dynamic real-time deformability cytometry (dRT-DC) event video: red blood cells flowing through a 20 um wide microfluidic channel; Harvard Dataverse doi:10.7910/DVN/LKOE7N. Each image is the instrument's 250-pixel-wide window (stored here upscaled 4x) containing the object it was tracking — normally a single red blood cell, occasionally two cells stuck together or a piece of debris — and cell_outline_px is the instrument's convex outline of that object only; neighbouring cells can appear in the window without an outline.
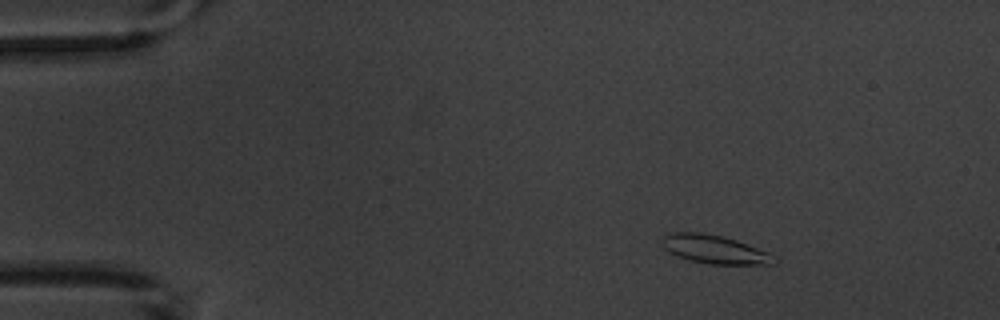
{"species": "common noctule bat (a hibernating species)", "species_latin": "Nyctalus noctula", "temperature_condition": "warm", "stored_images_in_passage": 9, "camera_frame_rate_fps": 3000, "um_per_image_px": 0.085, "animal": {"sex": "male", "body_mass_g": 20.1, "forearm_length_mm": 53.5}, "frame": {"image": 1, "passage_image": 1, "time_ms": 0.0, "image_size_px": [1000, 320], "cell_outline_px": [[776, 260], [772, 264], [712, 264], [688, 260], [676, 256], [664, 248], [664, 236], [668, 232], [700, 232], [724, 236], [736, 240], [768, 252], [776, 256]], "centroid_in_image_um": [60.74, 21.19], "position_along_channel_um": 24.3, "area_um2": 18.5}}
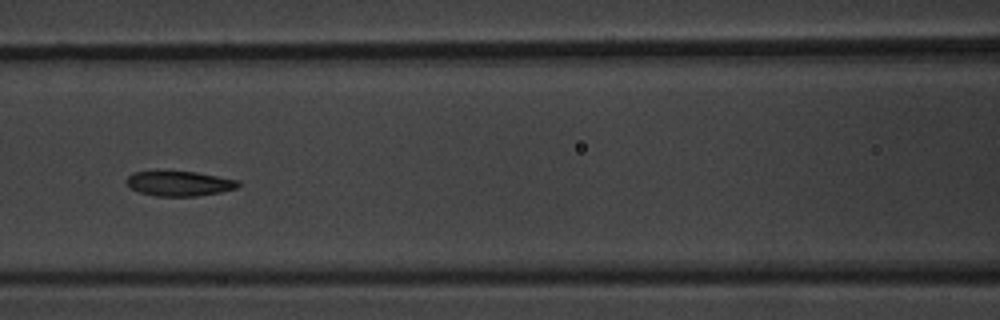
{"frame": {"image": 2, "passage_image": 6, "time_ms": 5.667, "image_size_px": [1000, 320], "cell_outline_px": [[240, 184], [236, 188], [220, 192], [196, 196], [156, 196], [140, 192], [128, 188], [124, 180], [132, 172], [168, 168], [196, 172], [240, 180]], "centroid_in_image_um": [15.15, 15.54], "position_along_channel_um": 151.4, "area_um2": 17.11}}
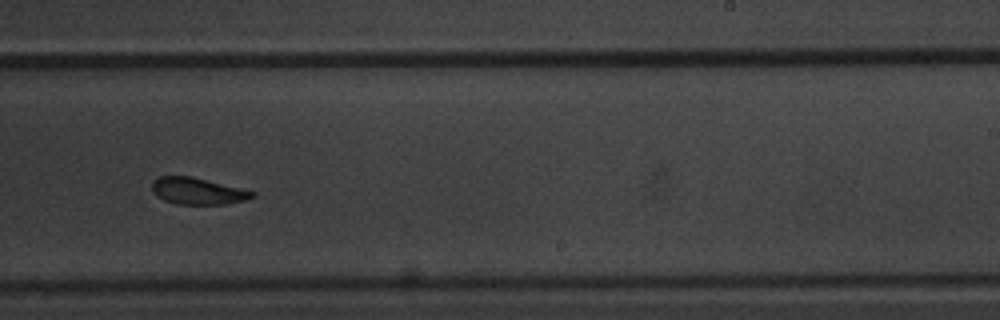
{"frame": {"image": 3, "passage_image": 9, "time_ms": 9.0, "image_size_px": [1000, 320], "cell_outline_px": [[256, 196], [244, 200], [228, 204], [176, 204], [164, 200], [152, 192], [152, 180], [156, 176], [192, 176], [256, 192]], "centroid_in_image_um": [16.78, 16.23], "position_along_channel_um": 272.2, "area_um2": 15.66}}